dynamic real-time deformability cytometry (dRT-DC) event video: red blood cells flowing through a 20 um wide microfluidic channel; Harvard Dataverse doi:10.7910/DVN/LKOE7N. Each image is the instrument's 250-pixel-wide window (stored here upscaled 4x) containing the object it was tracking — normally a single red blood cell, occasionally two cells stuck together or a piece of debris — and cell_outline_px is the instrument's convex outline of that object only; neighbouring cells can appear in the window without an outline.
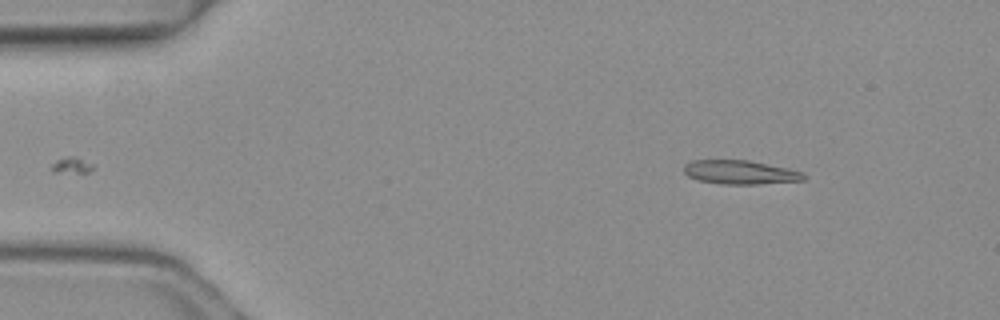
{"species": "common noctule bat (a hibernating species)", "species_latin": "Nyctalus noctula", "temperature_condition": "warm", "stored_images_in_passage": 4, "camera_frame_rate_fps": 3000, "um_per_image_px": 0.085, "animal": {"sex": "female", "body_mass_g": 19.3, "forearm_length_mm": 54.1}, "frame": {"image": 1, "passage_image": 4, "time_ms": 1.0, "image_size_px": [1000, 320], "cell_outline_px": [[808, 176], [804, 180], [756, 184], [720, 184], [700, 180], [688, 176], [684, 172], [684, 164], [692, 160], [748, 160], [788, 168], [804, 172]], "centroid_in_image_um": [62.94, 14.64], "position_along_channel_um": 22.1, "area_um2": 16.7}}